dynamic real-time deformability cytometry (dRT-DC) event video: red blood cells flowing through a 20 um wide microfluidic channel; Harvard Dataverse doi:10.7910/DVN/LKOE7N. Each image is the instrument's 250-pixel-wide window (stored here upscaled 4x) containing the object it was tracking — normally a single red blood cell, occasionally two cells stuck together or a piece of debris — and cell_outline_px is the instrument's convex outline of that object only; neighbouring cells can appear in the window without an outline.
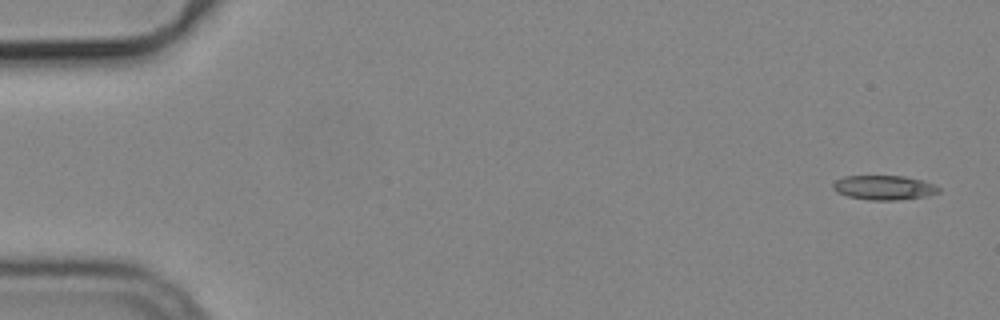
{"species": "common noctule bat (a hibernating species)", "species_latin": "Nyctalus noctula", "temperature_condition": "cold", "stored_images_in_passage": 5, "camera_frame_rate_fps": 3000, "um_per_image_px": 0.085, "animal": {"sex": "male", "body_mass_g": 19.2, "forearm_length_mm": 51.8}, "frame": {"image": 1, "passage_image": 1, "time_ms": 0.0, "image_size_px": [1000, 320], "cell_outline_px": [[940, 192], [928, 196], [896, 200], [868, 200], [848, 196], [836, 192], [832, 188], [832, 184], [836, 180], [844, 176], [904, 176], [924, 180], [940, 188]], "centroid_in_image_um": [75.14, 15.94], "position_along_channel_um": 9.9, "area_um2": 15.14}}
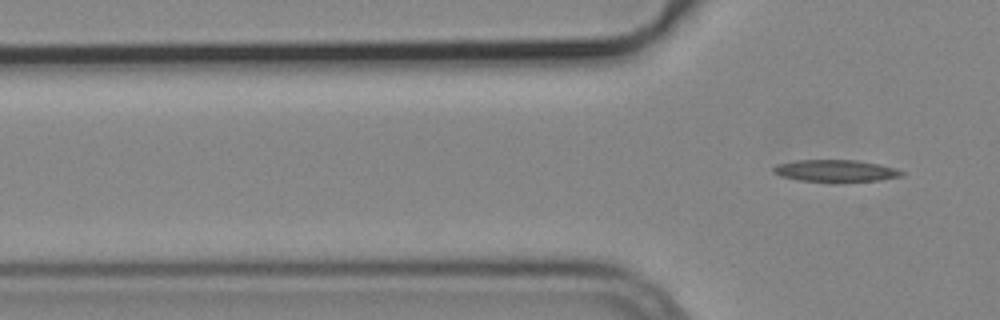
{"frame": {"image": 2, "passage_image": 5, "time_ms": 1.333, "image_size_px": [1000, 320], "cell_outline_px": [[904, 172], [900, 176], [880, 180], [832, 184], [800, 180], [780, 176], [772, 172], [772, 168], [776, 164], [796, 160], [856, 160], [880, 164], [896, 168]], "centroid_in_image_um": [70.99, 14.54], "position_along_channel_um": 54.8, "area_um2": 17.05}}